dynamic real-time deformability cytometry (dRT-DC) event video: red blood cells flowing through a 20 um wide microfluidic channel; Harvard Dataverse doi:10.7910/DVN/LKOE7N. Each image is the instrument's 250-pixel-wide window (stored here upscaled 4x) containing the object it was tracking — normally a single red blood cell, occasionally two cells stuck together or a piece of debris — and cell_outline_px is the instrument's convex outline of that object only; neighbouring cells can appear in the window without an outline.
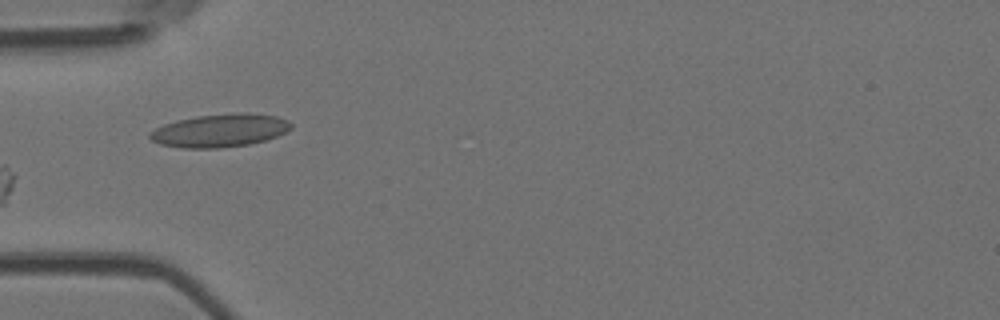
{"species": "Egyptian fruit bat (a non-hibernating species)", "species_latin": "Rousettus aegyptiacus", "temperature_condition": "room temperature", "stored_images_in_passage": 7, "camera_frame_rate_fps": 3000, "um_per_image_px": 0.085, "animal": {"sex": "female"}, "frame": {"image": 1, "passage_image": 4, "time_ms": 4.333, "image_size_px": [1000, 320], "cell_outline_px": [[292, 128], [276, 136], [264, 140], [248, 144], [220, 148], [184, 148], [160, 144], [152, 140], [148, 136], [148, 132], [164, 124], [176, 120], [196, 116], [232, 112], [244, 112], [276, 116], [288, 120], [292, 124]], "centroid_in_image_um": [18.67, 11.08], "position_along_channel_um": 66.3, "area_um2": 27.28}}
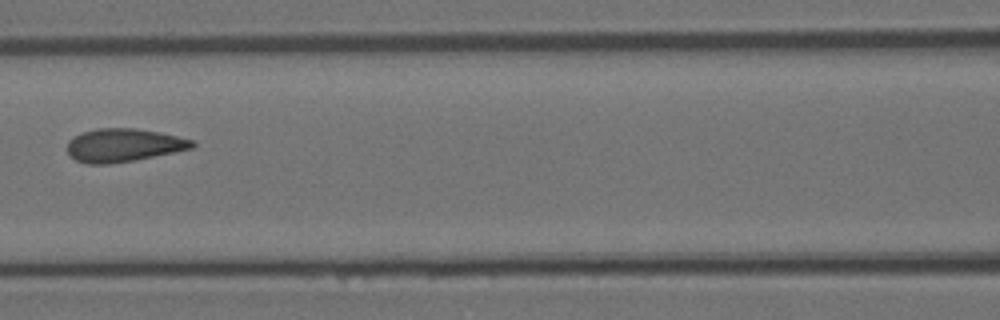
{"frame": {"image": 2, "passage_image": 6, "time_ms": 6.667, "image_size_px": [1000, 320], "cell_outline_px": [[196, 144], [192, 148], [176, 152], [136, 160], [108, 164], [84, 164], [76, 160], [68, 152], [68, 140], [80, 132], [96, 128], [136, 128], [160, 132], [196, 140]], "centroid_in_image_um": [10.52, 12.34], "position_along_channel_um": 156.1, "area_um2": 24.51}}
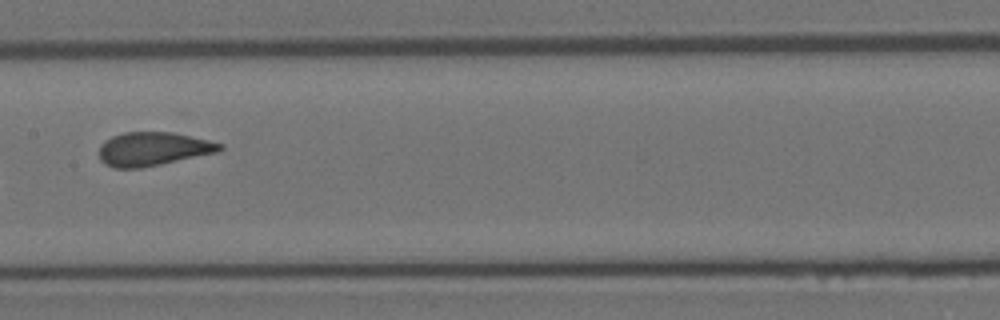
{"frame": {"image": 3, "passage_image": 7, "time_ms": 7.667, "image_size_px": [1000, 320], "cell_outline_px": [[224, 148], [220, 152], [140, 168], [112, 168], [104, 164], [100, 160], [100, 144], [104, 140], [112, 136], [124, 132], [172, 132], [208, 140], [224, 144]], "centroid_in_image_um": [13.01, 12.66], "position_along_channel_um": 194.4, "area_um2": 23.81}}